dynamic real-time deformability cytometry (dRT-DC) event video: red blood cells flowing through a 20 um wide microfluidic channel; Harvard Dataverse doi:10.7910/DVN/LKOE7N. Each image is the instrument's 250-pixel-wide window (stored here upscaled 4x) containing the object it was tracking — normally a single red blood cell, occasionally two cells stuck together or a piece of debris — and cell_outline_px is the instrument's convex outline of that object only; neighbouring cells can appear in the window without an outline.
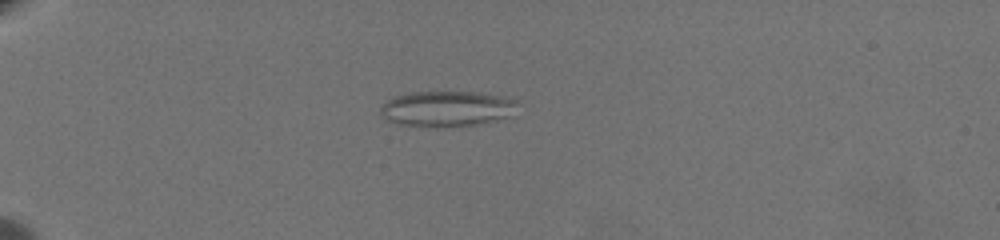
{"species": "common noctule bat (a hibernating species)", "species_latin": "Nyctalus noctula", "temperature_condition": "warm", "stored_images_in_passage": 67, "camera_frame_rate_fps": 3000, "um_per_image_px": 0.085, "animal": {"sex": "female", "body_mass_g": 19.5, "forearm_length_mm": 54.1}, "frame": {"image": 1, "passage_image": 22, "time_ms": 7.0, "image_size_px": [1000, 240], "cell_outline_px": [[520, 100], [508, 116], [480, 124], [440, 128], [436, 128], [400, 124], [388, 120], [380, 116], [380, 108], [392, 96], [412, 92], [480, 92], [508, 96]], "centroid_in_image_um": [37.98, 9.24], "position_along_channel_um": 47.0, "area_um2": 28.78}}
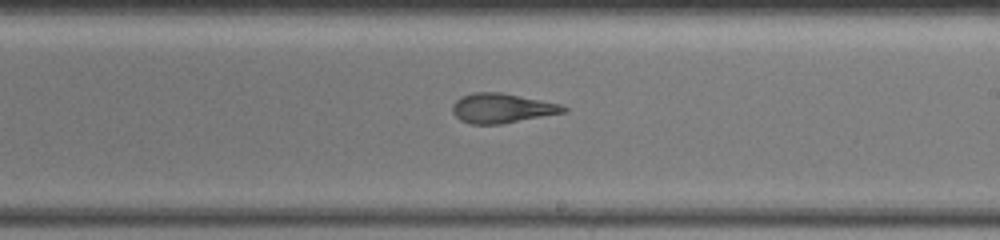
{"frame": {"image": 2, "passage_image": 44, "time_ms": 14.333, "image_size_px": [1000, 240], "cell_outline_px": [[568, 112], [500, 124], [468, 124], [460, 120], [452, 112], [452, 104], [460, 96], [472, 92], [500, 92], [560, 104], [568, 108]], "centroid_in_image_um": [42.63, 9.2], "position_along_channel_um": 246.4, "area_um2": 19.25}}
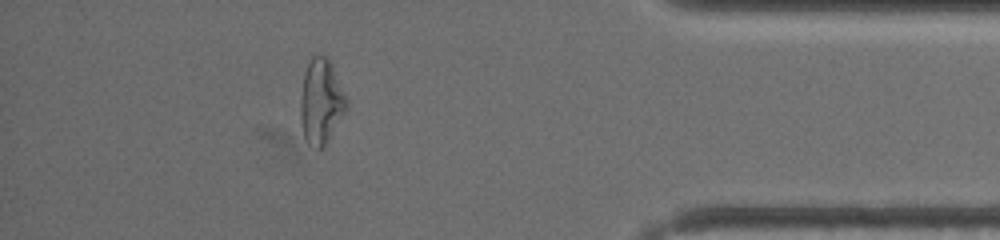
{"frame": {"image": 3, "passage_image": 61, "time_ms": 20.0, "image_size_px": [1000, 240], "cell_outline_px": [[348, 108], [324, 148], [316, 148], [308, 144], [304, 136], [300, 120], [300, 96], [304, 72], [312, 56], [328, 56], [332, 64], [348, 100]], "centroid_in_image_um": [27.3, 8.65], "position_along_channel_um": 407.9, "area_um2": 23.12}, "authors_computed_cell_mechanics": {"area_um2": 23.8714, "velocity_mm_per_s": 3.3699, "shape_relaxation_time_tau1_ms": null, "shape_relaxation_time_tau2_ms": 1.6074, "deformation_change_tau1": null, "deformation_change_tau2": 0.1157}}